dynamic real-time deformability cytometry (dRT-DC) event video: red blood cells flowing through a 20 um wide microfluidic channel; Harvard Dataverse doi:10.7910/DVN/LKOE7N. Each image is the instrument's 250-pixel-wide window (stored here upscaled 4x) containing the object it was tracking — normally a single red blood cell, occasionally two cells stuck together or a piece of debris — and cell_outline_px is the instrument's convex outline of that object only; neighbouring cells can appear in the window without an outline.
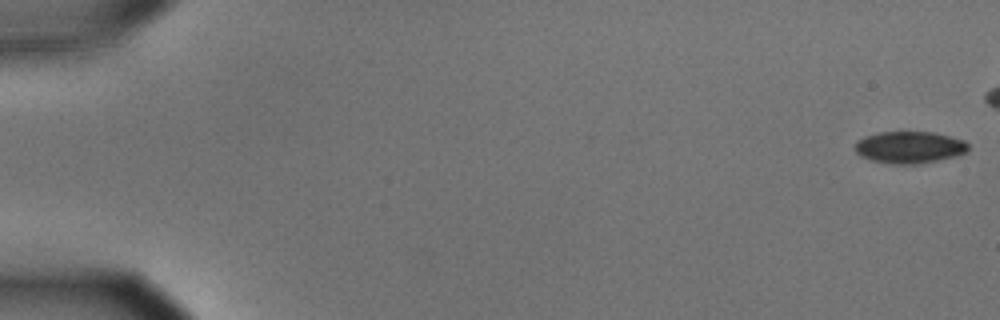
{"species": "common noctule bat (a hibernating species)", "species_latin": "Nyctalus noctula", "temperature_condition": "cold", "stored_images_in_passage": 51, "camera_frame_rate_fps": 3000, "um_per_image_px": 0.085, "animal": {"sex": "male", "body_mass_g": 15.6}, "frame": {"image": 1, "passage_image": 1, "time_ms": 0.0, "image_size_px": [1000, 320], "cell_outline_px": [[968, 152], [956, 156], [916, 164], [892, 164], [872, 160], [860, 156], [856, 152], [856, 140], [864, 136], [880, 132], [932, 132], [964, 140], [968, 144]], "centroid_in_image_um": [77.3, 12.52], "position_along_channel_um": 7.7, "area_um2": 20.98}}
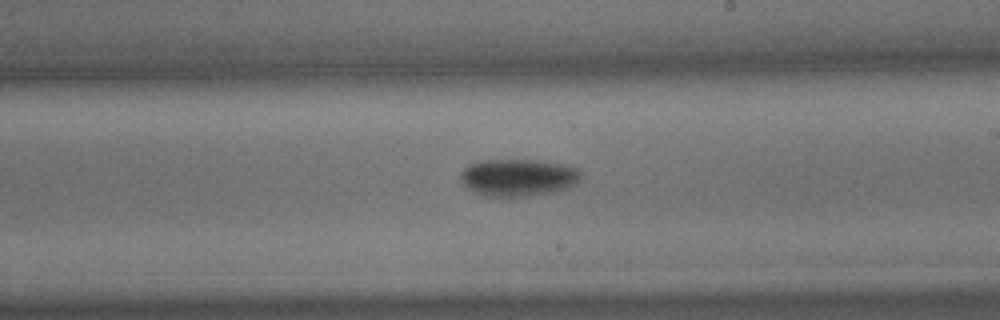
{"frame": {"image": 2, "passage_image": 34, "time_ms": 11.0, "image_size_px": [1000, 320], "cell_outline_px": [[584, 176], [576, 184], [568, 188], [556, 192], [528, 196], [484, 196], [468, 188], [464, 184], [460, 176], [460, 172], [468, 164], [480, 160], [540, 160], [568, 164], [580, 168], [584, 172]], "centroid_in_image_um": [44.14, 15.07], "position_along_channel_um": 244.9, "area_um2": 26.76}}
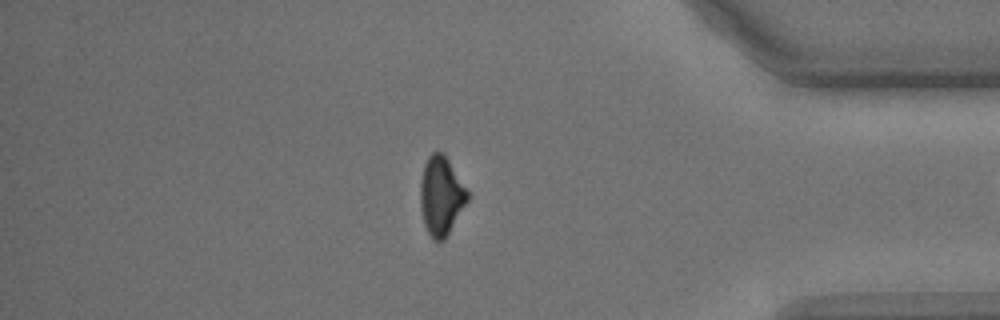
{"frame": {"image": 3, "passage_image": 49, "time_ms": 16.0, "image_size_px": [1000, 320], "cell_outline_px": [[468, 200], [444, 240], [432, 240], [424, 224], [420, 204], [420, 184], [424, 164], [428, 156], [432, 152], [444, 152], [468, 192]], "centroid_in_image_um": [37.47, 16.63], "position_along_channel_um": 397.7, "area_um2": 21.44}, "authors_computed_cell_mechanics": {"area_um2": 24.3338, "velocity_mm_per_s": 3.5692, "shape_relaxation_time_tau1_ms": 2.6842, "shape_relaxation_time_tau2_ms": null, "deformation_change_tau1": 0.1023, "deformation_change_tau2": null}}